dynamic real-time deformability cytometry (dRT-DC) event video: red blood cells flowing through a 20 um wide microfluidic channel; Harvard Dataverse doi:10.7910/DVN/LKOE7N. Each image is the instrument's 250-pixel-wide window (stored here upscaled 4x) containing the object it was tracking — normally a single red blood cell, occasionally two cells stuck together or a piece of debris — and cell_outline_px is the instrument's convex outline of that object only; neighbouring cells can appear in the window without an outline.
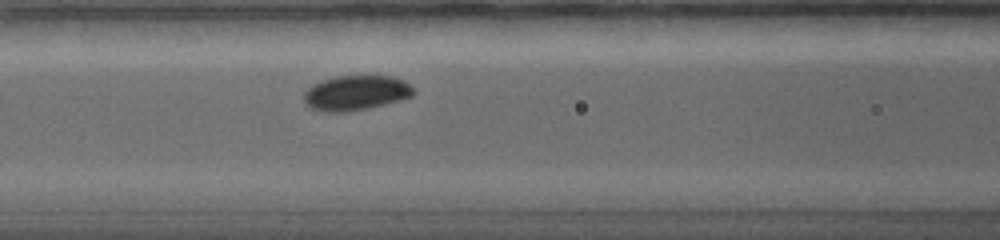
{"species": "common noctule bat (a hibernating species)", "species_latin": "Nyctalus noctula", "temperature_condition": "warm", "stored_images_in_passage": 43, "camera_frame_rate_fps": 5000, "um_per_image_px": 0.085, "animal": {"sex": "female", "body_mass_g": 19.0, "forearm_length_mm": 56.7}, "frame": {"image": 1, "passage_image": 8, "time_ms": 4.0, "image_size_px": [1000, 240], "cell_outline_px": [[416, 92], [412, 96], [384, 104], [368, 108], [348, 112], [320, 112], [308, 108], [304, 100], [304, 92], [312, 84], [336, 76], [392, 76], [404, 80]], "centroid_in_image_um": [30.21, 7.91], "position_along_channel_um": 136.4, "area_um2": 22.37}}
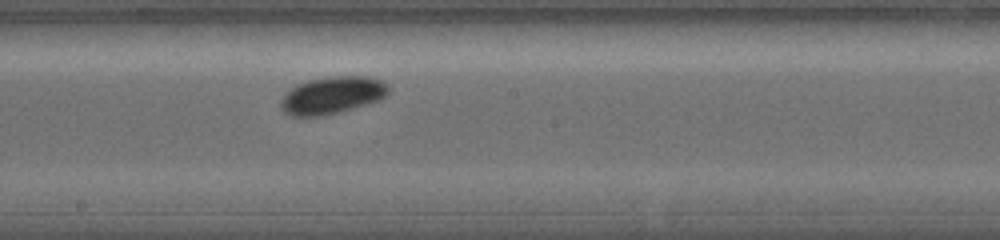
{"frame": {"image": 2, "passage_image": 17, "time_ms": 6.4, "image_size_px": [1000, 240], "cell_outline_px": [[388, 92], [380, 100], [352, 108], [320, 116], [288, 116], [280, 108], [280, 100], [296, 84], [308, 80], [328, 76], [368, 76], [384, 80], [388, 84]], "centroid_in_image_um": [28.23, 8.08], "position_along_channel_um": 220.0, "area_um2": 23.41}}
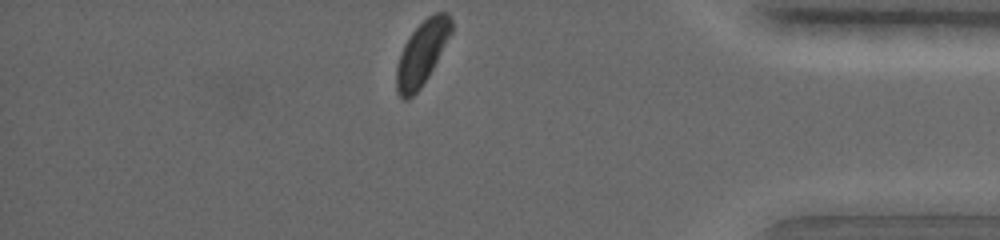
{"frame": {"image": 3, "passage_image": 43, "time_ms": 12.4, "image_size_px": [1000, 240], "cell_outline_px": [[452, 32], [428, 76], [420, 88], [408, 100], [404, 100], [396, 92], [396, 68], [400, 52], [404, 44], [412, 32], [428, 16], [436, 12], [448, 12], [452, 20]], "centroid_in_image_um": [35.85, 4.52], "position_along_channel_um": 399.4, "area_um2": 20.29}, "authors_computed_cell_mechanics": {"area_um2": 21.8484, "velocity_mm_per_s": 3.5015, "shape_relaxation_time_tau1_ms": 1.0136, "shape_relaxation_time_tau2_ms": null, "deformation_change_tau1": 0.0652, "deformation_change_tau2": null}}